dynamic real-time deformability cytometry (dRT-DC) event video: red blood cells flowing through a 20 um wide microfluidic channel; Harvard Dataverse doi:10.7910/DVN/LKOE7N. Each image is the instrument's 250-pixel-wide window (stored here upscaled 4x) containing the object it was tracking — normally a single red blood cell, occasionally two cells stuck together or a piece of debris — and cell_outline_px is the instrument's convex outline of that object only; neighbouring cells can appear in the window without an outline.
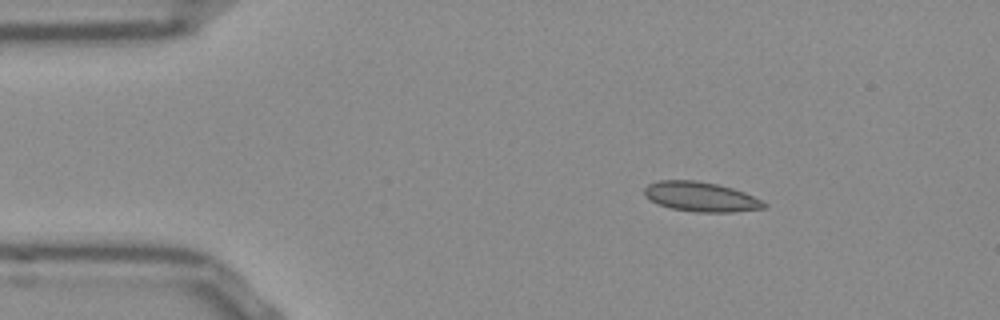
{"species": "Egyptian fruit bat (a non-hibernating species)", "species_latin": "Rousettus aegyptiacus", "temperature_condition": "room temperature", "stored_images_in_passage": 45, "camera_frame_rate_fps": 3000, "um_per_image_px": 0.085, "frame": {"image": 1, "passage_image": 1, "time_ms": 0.0, "image_size_px": [1000, 320], "cell_outline_px": [[768, 204], [764, 208], [732, 212], [696, 212], [672, 208], [660, 204], [644, 196], [644, 188], [648, 184], [660, 180], [696, 180], [716, 184], [732, 188], [744, 192]], "centroid_in_image_um": [59.56, 16.72], "position_along_channel_um": 25.4, "area_um2": 20.46}}
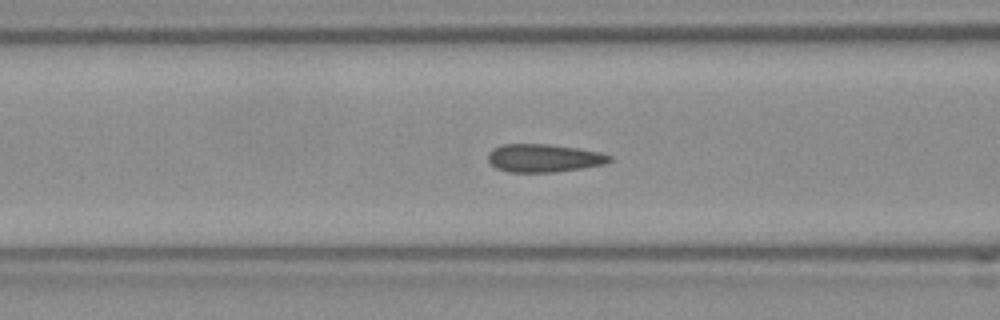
{"frame": {"image": 2, "passage_image": 13, "time_ms": 4.0, "image_size_px": [1000, 320], "cell_outline_px": [[612, 160], [604, 164], [580, 168], [552, 172], [508, 172], [496, 168], [488, 160], [488, 152], [492, 148], [504, 144], [548, 144], [576, 148], [600, 152], [612, 156]], "centroid_in_image_um": [46.2, 13.43], "position_along_channel_um": 120.4, "area_um2": 19.77}}
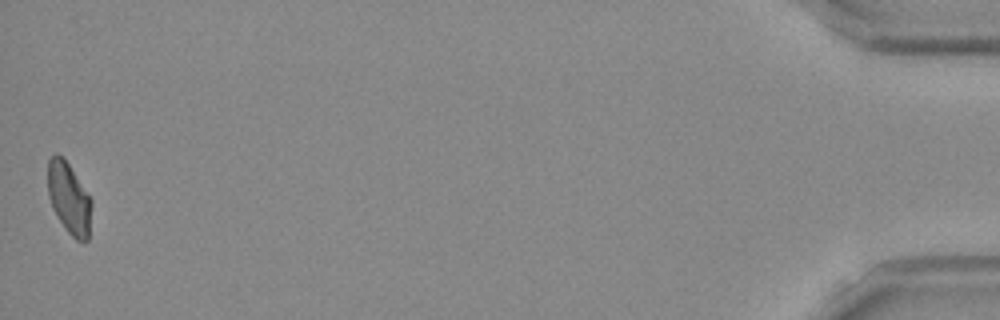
{"frame": {"image": 3, "passage_image": 45, "time_ms": 14.667, "image_size_px": [1000, 320], "cell_outline_px": [[92, 204], [88, 240], [84, 244], [76, 240], [68, 232], [52, 208], [48, 196], [48, 160], [56, 152], [68, 164], [92, 200]], "centroid_in_image_um": [5.87, 16.9], "position_along_channel_um": 429.3, "area_um2": 18.03}, "authors_computed_cell_mechanics": {"area_um2": 19.3052, "velocity_mm_per_s": 3.8402, "shape_relaxation_time_tau1_ms": null, "shape_relaxation_time_tau2_ms": 0.75, "deformation_change_tau1": null, "deformation_change_tau2": 0.0318}}